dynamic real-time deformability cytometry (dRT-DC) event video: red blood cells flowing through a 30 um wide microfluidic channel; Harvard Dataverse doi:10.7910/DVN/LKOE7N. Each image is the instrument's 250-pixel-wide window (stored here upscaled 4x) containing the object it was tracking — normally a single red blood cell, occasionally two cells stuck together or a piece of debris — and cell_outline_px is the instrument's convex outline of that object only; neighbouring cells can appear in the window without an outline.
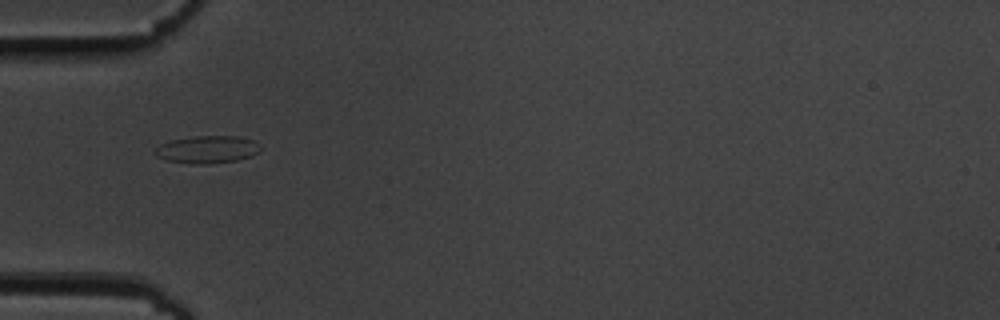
{"species": "common noctule bat (a hibernating species)", "species_latin": "Nyctalus noctula", "temperature_condition": "cold", "stored_images_in_passage": 39, "camera_frame_rate_fps": 3000, "um_per_image_px": 0.085, "animal": {"sex": "male", "body_mass_g": 19.5, "forearm_length_mm": 54.6}, "frame": {"image": 1, "passage_image": 1, "time_ms": 0.0, "image_size_px": [1000, 320], "cell_outline_px": [[264, 148], [260, 152], [252, 156], [236, 160], [208, 164], [196, 164], [168, 160], [156, 156], [156, 148], [160, 144], [172, 140], [192, 136], [236, 136], [252, 140], [260, 144]], "centroid_in_image_um": [17.69, 12.7], "position_along_channel_um": 67.3, "area_um2": 16.88}}
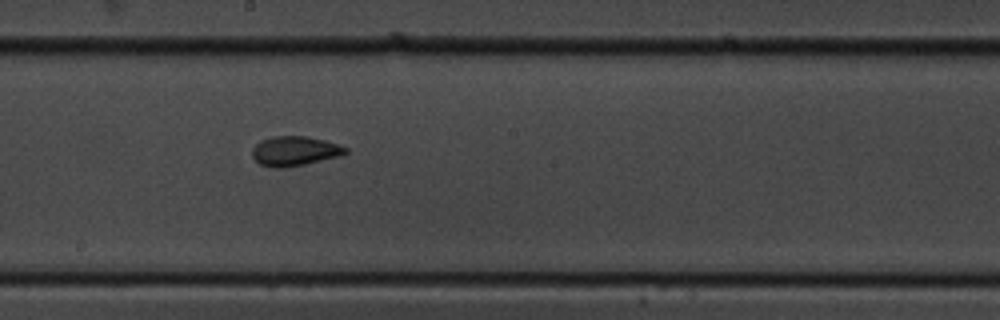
{"frame": {"image": 2, "passage_image": 14, "time_ms": 4.333, "image_size_px": [1000, 320], "cell_outline_px": [[348, 152], [340, 156], [304, 164], [284, 168], [276, 168], [260, 164], [252, 156], [252, 148], [260, 140], [272, 136], [304, 136], [324, 140], [348, 148]], "centroid_in_image_um": [25.03, 12.83], "position_along_channel_um": 223.2, "area_um2": 16.01}}
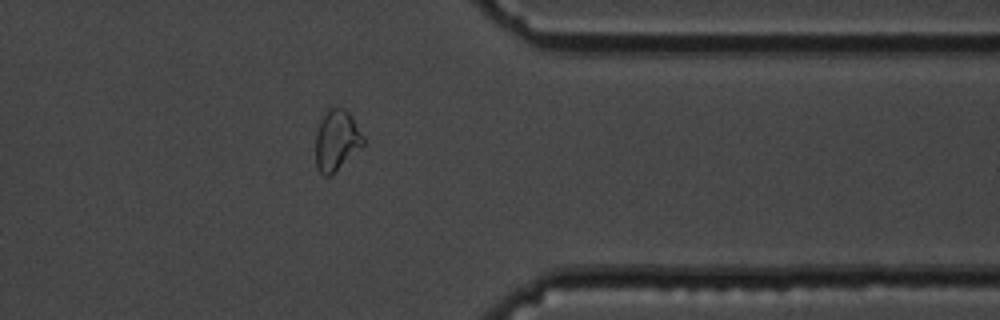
{"frame": {"image": 3, "passage_image": 28, "time_ms": 9.0, "image_size_px": [1000, 320], "cell_outline_px": [[364, 148], [332, 176], [324, 176], [316, 168], [316, 132], [320, 120], [328, 108], [344, 108], [352, 116], [364, 136]], "centroid_in_image_um": [28.64, 11.98], "position_along_channel_um": 382.8, "area_um2": 17.46}, "authors_computed_cell_mechanics": {"area_um2": 15.7216, "velocity_mm_per_s": 3.6128, "shape_relaxation_time_tau1_ms": 4.8956, "shape_relaxation_time_tau2_ms": 2.3706, "deformation_change_tau1": 0.1091, "deformation_change_tau2": 0.0616}}